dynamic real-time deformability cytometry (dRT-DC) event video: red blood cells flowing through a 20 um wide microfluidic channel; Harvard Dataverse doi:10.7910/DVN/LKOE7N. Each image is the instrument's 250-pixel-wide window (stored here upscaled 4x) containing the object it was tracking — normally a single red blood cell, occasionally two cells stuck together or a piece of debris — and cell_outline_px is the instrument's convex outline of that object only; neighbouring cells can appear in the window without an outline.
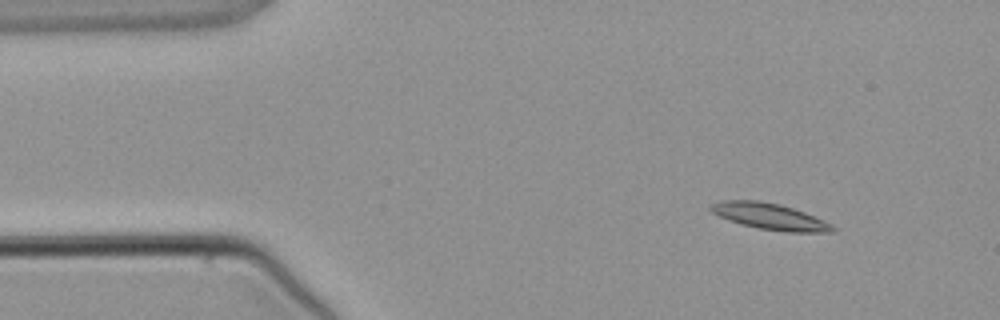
{"species": "common noctule bat (a hibernating species)", "species_latin": "Nyctalus noctula", "temperature_condition": "warm", "stored_images_in_passage": 3, "camera_frame_rate_fps": 3000, "um_per_image_px": 0.085, "animal": {"sex": "male", "body_mass_g": 21.5, "forearm_length_mm": 52.0}, "frame": {"image": 1, "passage_image": 1, "time_ms": 0.0, "image_size_px": [1000, 320], "cell_outline_px": [[836, 232], [784, 232], [756, 228], [740, 224], [728, 220], [712, 212], [708, 208], [708, 204], [724, 200], [760, 200], [780, 204], [804, 212], [824, 220], [832, 224], [836, 228]], "centroid_in_image_um": [65.42, 18.4], "position_along_channel_um": 19.6, "area_um2": 18.9}}
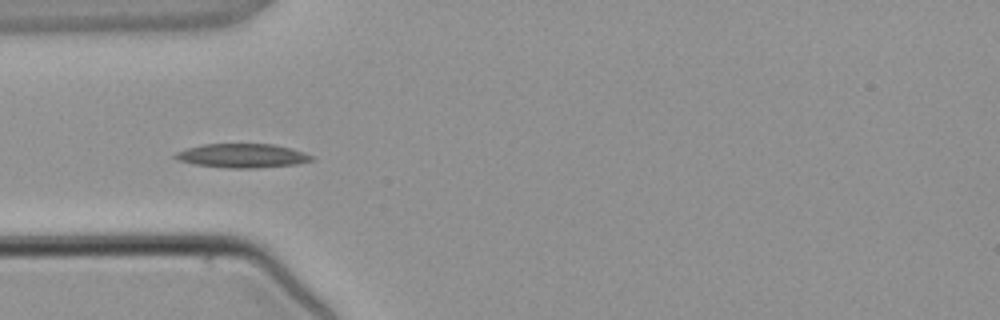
{"frame": {"image": 2, "passage_image": 3, "time_ms": 2.667, "image_size_px": [1000, 320], "cell_outline_px": [[316, 160], [300, 164], [256, 168], [228, 168], [196, 164], [176, 160], [172, 156], [176, 152], [200, 144], [272, 144], [292, 148], [304, 152], [312, 156]], "centroid_in_image_um": [20.62, 13.24], "position_along_channel_um": 64.4, "area_um2": 19.25}}